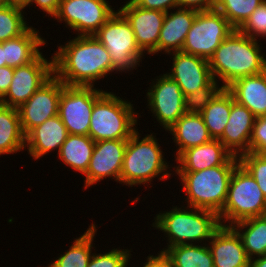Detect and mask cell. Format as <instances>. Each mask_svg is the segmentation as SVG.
Instances as JSON below:
<instances>
[{"mask_svg": "<svg viewBox=\"0 0 266 267\" xmlns=\"http://www.w3.org/2000/svg\"><path fill=\"white\" fill-rule=\"evenodd\" d=\"M59 43L53 57L54 75L68 86H95L97 82L112 73L113 68L109 52L94 36H73ZM61 44V45H60ZM99 80V81H98Z\"/></svg>", "mask_w": 266, "mask_h": 267, "instance_id": "cell-1", "label": "cell"}, {"mask_svg": "<svg viewBox=\"0 0 266 267\" xmlns=\"http://www.w3.org/2000/svg\"><path fill=\"white\" fill-rule=\"evenodd\" d=\"M260 45L261 41L254 40L235 29L222 41L209 59L214 80L223 88H227L237 79L264 72L266 50Z\"/></svg>", "mask_w": 266, "mask_h": 267, "instance_id": "cell-2", "label": "cell"}, {"mask_svg": "<svg viewBox=\"0 0 266 267\" xmlns=\"http://www.w3.org/2000/svg\"><path fill=\"white\" fill-rule=\"evenodd\" d=\"M141 135L137 130L127 140L120 184L129 188L143 184L145 190L149 185V188L153 187L152 182L156 178L159 181L170 180L174 175V170H171L174 165L165 159V153L154 132L147 133L143 138Z\"/></svg>", "mask_w": 266, "mask_h": 267, "instance_id": "cell-3", "label": "cell"}, {"mask_svg": "<svg viewBox=\"0 0 266 267\" xmlns=\"http://www.w3.org/2000/svg\"><path fill=\"white\" fill-rule=\"evenodd\" d=\"M172 206L168 211L155 214L152 220L154 222L150 224L156 230L162 231L163 239L167 242L159 253L181 244H207L221 226L218 214L214 211L183 204Z\"/></svg>", "mask_w": 266, "mask_h": 267, "instance_id": "cell-4", "label": "cell"}, {"mask_svg": "<svg viewBox=\"0 0 266 267\" xmlns=\"http://www.w3.org/2000/svg\"><path fill=\"white\" fill-rule=\"evenodd\" d=\"M133 102L107 90L95 101L89 136L95 141L128 140L138 129L139 118ZM139 115V116H138Z\"/></svg>", "mask_w": 266, "mask_h": 267, "instance_id": "cell-5", "label": "cell"}, {"mask_svg": "<svg viewBox=\"0 0 266 267\" xmlns=\"http://www.w3.org/2000/svg\"><path fill=\"white\" fill-rule=\"evenodd\" d=\"M237 165H220L196 172H173L184 192L183 205L219 214L225 204L232 173ZM185 203V204H184Z\"/></svg>", "mask_w": 266, "mask_h": 267, "instance_id": "cell-6", "label": "cell"}, {"mask_svg": "<svg viewBox=\"0 0 266 267\" xmlns=\"http://www.w3.org/2000/svg\"><path fill=\"white\" fill-rule=\"evenodd\" d=\"M266 215V198L251 174L239 163L230 179L227 198L218 214L221 225Z\"/></svg>", "mask_w": 266, "mask_h": 267, "instance_id": "cell-7", "label": "cell"}, {"mask_svg": "<svg viewBox=\"0 0 266 267\" xmlns=\"http://www.w3.org/2000/svg\"><path fill=\"white\" fill-rule=\"evenodd\" d=\"M94 36L109 52L112 66L119 74L134 75L133 70L142 66L140 62L143 64L146 55L136 43L131 24L118 8Z\"/></svg>", "mask_w": 266, "mask_h": 267, "instance_id": "cell-8", "label": "cell"}, {"mask_svg": "<svg viewBox=\"0 0 266 267\" xmlns=\"http://www.w3.org/2000/svg\"><path fill=\"white\" fill-rule=\"evenodd\" d=\"M234 30L235 28L219 11L214 9L198 12L181 51L209 61L216 48Z\"/></svg>", "mask_w": 266, "mask_h": 267, "instance_id": "cell-9", "label": "cell"}, {"mask_svg": "<svg viewBox=\"0 0 266 267\" xmlns=\"http://www.w3.org/2000/svg\"><path fill=\"white\" fill-rule=\"evenodd\" d=\"M110 4L107 0H61L53 20L65 24L76 36L94 35L116 12Z\"/></svg>", "mask_w": 266, "mask_h": 267, "instance_id": "cell-10", "label": "cell"}, {"mask_svg": "<svg viewBox=\"0 0 266 267\" xmlns=\"http://www.w3.org/2000/svg\"><path fill=\"white\" fill-rule=\"evenodd\" d=\"M98 88L64 84L59 99L58 115L68 134L89 136L94 103L105 92Z\"/></svg>", "mask_w": 266, "mask_h": 267, "instance_id": "cell-11", "label": "cell"}, {"mask_svg": "<svg viewBox=\"0 0 266 267\" xmlns=\"http://www.w3.org/2000/svg\"><path fill=\"white\" fill-rule=\"evenodd\" d=\"M146 108L166 132L184 114V95L179 84L163 73L156 76L146 89Z\"/></svg>", "mask_w": 266, "mask_h": 267, "instance_id": "cell-12", "label": "cell"}, {"mask_svg": "<svg viewBox=\"0 0 266 267\" xmlns=\"http://www.w3.org/2000/svg\"><path fill=\"white\" fill-rule=\"evenodd\" d=\"M45 58L43 51L30 63L14 68L12 83L0 104L18 108L53 75V57Z\"/></svg>", "mask_w": 266, "mask_h": 267, "instance_id": "cell-13", "label": "cell"}, {"mask_svg": "<svg viewBox=\"0 0 266 267\" xmlns=\"http://www.w3.org/2000/svg\"><path fill=\"white\" fill-rule=\"evenodd\" d=\"M63 88L64 84L53 75L27 102L17 108L25 135L35 126L58 115L59 99Z\"/></svg>", "mask_w": 266, "mask_h": 267, "instance_id": "cell-14", "label": "cell"}, {"mask_svg": "<svg viewBox=\"0 0 266 267\" xmlns=\"http://www.w3.org/2000/svg\"><path fill=\"white\" fill-rule=\"evenodd\" d=\"M127 140H101L95 142L94 150L85 176L84 189L100 181L113 179L120 184ZM110 178V179H109Z\"/></svg>", "mask_w": 266, "mask_h": 267, "instance_id": "cell-15", "label": "cell"}, {"mask_svg": "<svg viewBox=\"0 0 266 267\" xmlns=\"http://www.w3.org/2000/svg\"><path fill=\"white\" fill-rule=\"evenodd\" d=\"M124 3L118 10L131 24L137 45L145 55H158V40L166 13L141 8L132 0Z\"/></svg>", "mask_w": 266, "mask_h": 267, "instance_id": "cell-16", "label": "cell"}, {"mask_svg": "<svg viewBox=\"0 0 266 267\" xmlns=\"http://www.w3.org/2000/svg\"><path fill=\"white\" fill-rule=\"evenodd\" d=\"M166 56H172V66L168 68L170 72L167 71L165 74L179 84L183 95L195 93L214 80L207 59L182 51Z\"/></svg>", "mask_w": 266, "mask_h": 267, "instance_id": "cell-17", "label": "cell"}, {"mask_svg": "<svg viewBox=\"0 0 266 267\" xmlns=\"http://www.w3.org/2000/svg\"><path fill=\"white\" fill-rule=\"evenodd\" d=\"M174 162V172H196L220 165H238L239 158L233 156L219 140L212 139L182 151Z\"/></svg>", "mask_w": 266, "mask_h": 267, "instance_id": "cell-18", "label": "cell"}, {"mask_svg": "<svg viewBox=\"0 0 266 267\" xmlns=\"http://www.w3.org/2000/svg\"><path fill=\"white\" fill-rule=\"evenodd\" d=\"M207 245L214 267H248L249 258L242 239L232 226L221 225Z\"/></svg>", "mask_w": 266, "mask_h": 267, "instance_id": "cell-19", "label": "cell"}, {"mask_svg": "<svg viewBox=\"0 0 266 267\" xmlns=\"http://www.w3.org/2000/svg\"><path fill=\"white\" fill-rule=\"evenodd\" d=\"M255 118L245 106L232 102L230 117L219 141L233 156L239 158L249 152Z\"/></svg>", "mask_w": 266, "mask_h": 267, "instance_id": "cell-20", "label": "cell"}, {"mask_svg": "<svg viewBox=\"0 0 266 267\" xmlns=\"http://www.w3.org/2000/svg\"><path fill=\"white\" fill-rule=\"evenodd\" d=\"M67 136V128L59 115H56L35 126L25 135V151L27 150L33 160H40L54 151L58 154Z\"/></svg>", "mask_w": 266, "mask_h": 267, "instance_id": "cell-21", "label": "cell"}, {"mask_svg": "<svg viewBox=\"0 0 266 267\" xmlns=\"http://www.w3.org/2000/svg\"><path fill=\"white\" fill-rule=\"evenodd\" d=\"M197 13L196 10L179 7L166 13L158 40V54L168 55L182 50Z\"/></svg>", "mask_w": 266, "mask_h": 267, "instance_id": "cell-22", "label": "cell"}, {"mask_svg": "<svg viewBox=\"0 0 266 267\" xmlns=\"http://www.w3.org/2000/svg\"><path fill=\"white\" fill-rule=\"evenodd\" d=\"M226 89L237 103L245 106L255 117L266 116V70L237 79Z\"/></svg>", "mask_w": 266, "mask_h": 267, "instance_id": "cell-23", "label": "cell"}, {"mask_svg": "<svg viewBox=\"0 0 266 267\" xmlns=\"http://www.w3.org/2000/svg\"><path fill=\"white\" fill-rule=\"evenodd\" d=\"M176 146L174 158L182 151L212 140L201 114L184 113L167 131Z\"/></svg>", "mask_w": 266, "mask_h": 267, "instance_id": "cell-24", "label": "cell"}, {"mask_svg": "<svg viewBox=\"0 0 266 267\" xmlns=\"http://www.w3.org/2000/svg\"><path fill=\"white\" fill-rule=\"evenodd\" d=\"M41 36L39 29L30 26L22 35L4 41L6 66L16 68L32 62L42 52L41 47L49 44Z\"/></svg>", "mask_w": 266, "mask_h": 267, "instance_id": "cell-25", "label": "cell"}, {"mask_svg": "<svg viewBox=\"0 0 266 267\" xmlns=\"http://www.w3.org/2000/svg\"><path fill=\"white\" fill-rule=\"evenodd\" d=\"M86 231L74 238V241L65 252L58 254V257L54 258L53 262L51 261L45 267H87L89 260L92 256V252L96 248L95 239L97 234L98 225L95 222L88 224Z\"/></svg>", "mask_w": 266, "mask_h": 267, "instance_id": "cell-26", "label": "cell"}, {"mask_svg": "<svg viewBox=\"0 0 266 267\" xmlns=\"http://www.w3.org/2000/svg\"><path fill=\"white\" fill-rule=\"evenodd\" d=\"M25 151L23 133L17 108L0 104V156Z\"/></svg>", "mask_w": 266, "mask_h": 267, "instance_id": "cell-27", "label": "cell"}, {"mask_svg": "<svg viewBox=\"0 0 266 267\" xmlns=\"http://www.w3.org/2000/svg\"><path fill=\"white\" fill-rule=\"evenodd\" d=\"M94 146L95 141L90 136L68 134L56 157L71 170L84 175L88 169Z\"/></svg>", "mask_w": 266, "mask_h": 267, "instance_id": "cell-28", "label": "cell"}, {"mask_svg": "<svg viewBox=\"0 0 266 267\" xmlns=\"http://www.w3.org/2000/svg\"><path fill=\"white\" fill-rule=\"evenodd\" d=\"M233 95L223 88L200 113L212 139L219 140L228 123Z\"/></svg>", "mask_w": 266, "mask_h": 267, "instance_id": "cell-29", "label": "cell"}, {"mask_svg": "<svg viewBox=\"0 0 266 267\" xmlns=\"http://www.w3.org/2000/svg\"><path fill=\"white\" fill-rule=\"evenodd\" d=\"M242 239L249 259L266 255V215L232 225Z\"/></svg>", "mask_w": 266, "mask_h": 267, "instance_id": "cell-30", "label": "cell"}, {"mask_svg": "<svg viewBox=\"0 0 266 267\" xmlns=\"http://www.w3.org/2000/svg\"><path fill=\"white\" fill-rule=\"evenodd\" d=\"M163 254L174 267H214L207 244H181L167 248Z\"/></svg>", "mask_w": 266, "mask_h": 267, "instance_id": "cell-31", "label": "cell"}, {"mask_svg": "<svg viewBox=\"0 0 266 267\" xmlns=\"http://www.w3.org/2000/svg\"><path fill=\"white\" fill-rule=\"evenodd\" d=\"M25 11L23 6L16 4L0 7V42L22 35L30 27Z\"/></svg>", "mask_w": 266, "mask_h": 267, "instance_id": "cell-32", "label": "cell"}, {"mask_svg": "<svg viewBox=\"0 0 266 267\" xmlns=\"http://www.w3.org/2000/svg\"><path fill=\"white\" fill-rule=\"evenodd\" d=\"M264 0H217L215 10L239 29Z\"/></svg>", "mask_w": 266, "mask_h": 267, "instance_id": "cell-33", "label": "cell"}, {"mask_svg": "<svg viewBox=\"0 0 266 267\" xmlns=\"http://www.w3.org/2000/svg\"><path fill=\"white\" fill-rule=\"evenodd\" d=\"M109 251L97 253L96 248L87 267H128L132 259V249L113 248ZM96 252V253H95Z\"/></svg>", "mask_w": 266, "mask_h": 267, "instance_id": "cell-34", "label": "cell"}, {"mask_svg": "<svg viewBox=\"0 0 266 267\" xmlns=\"http://www.w3.org/2000/svg\"><path fill=\"white\" fill-rule=\"evenodd\" d=\"M222 89L223 87L213 80L208 86L197 92L184 95L185 112L200 114Z\"/></svg>", "mask_w": 266, "mask_h": 267, "instance_id": "cell-35", "label": "cell"}, {"mask_svg": "<svg viewBox=\"0 0 266 267\" xmlns=\"http://www.w3.org/2000/svg\"><path fill=\"white\" fill-rule=\"evenodd\" d=\"M239 163L255 179L266 198V155L248 152L239 157Z\"/></svg>", "mask_w": 266, "mask_h": 267, "instance_id": "cell-36", "label": "cell"}, {"mask_svg": "<svg viewBox=\"0 0 266 267\" xmlns=\"http://www.w3.org/2000/svg\"><path fill=\"white\" fill-rule=\"evenodd\" d=\"M238 30L254 40L263 38L266 41V0L257 6Z\"/></svg>", "mask_w": 266, "mask_h": 267, "instance_id": "cell-37", "label": "cell"}, {"mask_svg": "<svg viewBox=\"0 0 266 267\" xmlns=\"http://www.w3.org/2000/svg\"><path fill=\"white\" fill-rule=\"evenodd\" d=\"M249 152L266 155V116L255 118Z\"/></svg>", "mask_w": 266, "mask_h": 267, "instance_id": "cell-38", "label": "cell"}, {"mask_svg": "<svg viewBox=\"0 0 266 267\" xmlns=\"http://www.w3.org/2000/svg\"><path fill=\"white\" fill-rule=\"evenodd\" d=\"M137 6L167 13L178 7V0H132Z\"/></svg>", "mask_w": 266, "mask_h": 267, "instance_id": "cell-39", "label": "cell"}, {"mask_svg": "<svg viewBox=\"0 0 266 267\" xmlns=\"http://www.w3.org/2000/svg\"><path fill=\"white\" fill-rule=\"evenodd\" d=\"M61 0H28L27 3L23 6L24 9H27V7L35 6L34 8L37 9V11L44 12V17L50 16L54 17L59 9ZM39 7V8H36ZM40 9V10H38ZM42 10V11H41Z\"/></svg>", "mask_w": 266, "mask_h": 267, "instance_id": "cell-40", "label": "cell"}, {"mask_svg": "<svg viewBox=\"0 0 266 267\" xmlns=\"http://www.w3.org/2000/svg\"><path fill=\"white\" fill-rule=\"evenodd\" d=\"M217 0H178L179 8L201 11L214 10Z\"/></svg>", "mask_w": 266, "mask_h": 267, "instance_id": "cell-41", "label": "cell"}, {"mask_svg": "<svg viewBox=\"0 0 266 267\" xmlns=\"http://www.w3.org/2000/svg\"><path fill=\"white\" fill-rule=\"evenodd\" d=\"M14 68L9 66L0 67V99L8 91L12 83Z\"/></svg>", "mask_w": 266, "mask_h": 267, "instance_id": "cell-42", "label": "cell"}, {"mask_svg": "<svg viewBox=\"0 0 266 267\" xmlns=\"http://www.w3.org/2000/svg\"><path fill=\"white\" fill-rule=\"evenodd\" d=\"M143 263V267H174L163 253L148 254ZM146 261V262H145Z\"/></svg>", "mask_w": 266, "mask_h": 267, "instance_id": "cell-43", "label": "cell"}, {"mask_svg": "<svg viewBox=\"0 0 266 267\" xmlns=\"http://www.w3.org/2000/svg\"><path fill=\"white\" fill-rule=\"evenodd\" d=\"M248 267H266V255L249 259Z\"/></svg>", "mask_w": 266, "mask_h": 267, "instance_id": "cell-44", "label": "cell"}, {"mask_svg": "<svg viewBox=\"0 0 266 267\" xmlns=\"http://www.w3.org/2000/svg\"><path fill=\"white\" fill-rule=\"evenodd\" d=\"M6 66L5 55H4V42H0V67Z\"/></svg>", "mask_w": 266, "mask_h": 267, "instance_id": "cell-45", "label": "cell"}, {"mask_svg": "<svg viewBox=\"0 0 266 267\" xmlns=\"http://www.w3.org/2000/svg\"><path fill=\"white\" fill-rule=\"evenodd\" d=\"M11 4L24 6L28 0H8Z\"/></svg>", "mask_w": 266, "mask_h": 267, "instance_id": "cell-46", "label": "cell"}, {"mask_svg": "<svg viewBox=\"0 0 266 267\" xmlns=\"http://www.w3.org/2000/svg\"><path fill=\"white\" fill-rule=\"evenodd\" d=\"M8 4H11L8 0H0V7L6 6Z\"/></svg>", "mask_w": 266, "mask_h": 267, "instance_id": "cell-47", "label": "cell"}]
</instances>
